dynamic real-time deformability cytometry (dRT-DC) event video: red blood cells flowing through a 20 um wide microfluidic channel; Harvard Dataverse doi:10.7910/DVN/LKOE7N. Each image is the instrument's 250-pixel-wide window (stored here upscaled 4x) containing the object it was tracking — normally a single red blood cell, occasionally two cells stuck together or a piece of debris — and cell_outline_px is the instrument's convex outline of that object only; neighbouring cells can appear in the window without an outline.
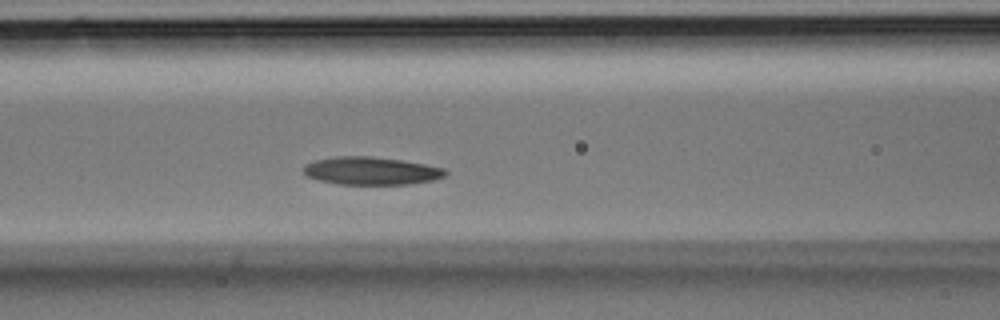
{"species": "Egyptian fruit bat (a non-hibernating species)", "species_latin": "Rousettus aegyptiacus", "temperature_condition": "room temperature", "stored_images_in_passage": 36, "camera_frame_rate_fps": 3000, "um_per_image_px": 0.085, "animal": {"sex": "male"}, "frame": {"image": 1, "passage_image": 13, "time_ms": 4.0, "image_size_px": [1000, 320], "cell_outline_px": [[448, 172], [444, 176], [432, 180], [408, 184], [340, 184], [320, 180], [308, 176], [304, 172], [304, 164], [316, 160], [336, 156], [372, 156], [400, 160], [424, 164], [444, 168]], "centroid_in_image_um": [31.55, 14.51], "position_along_channel_um": 135.1, "area_um2": 22.77}}
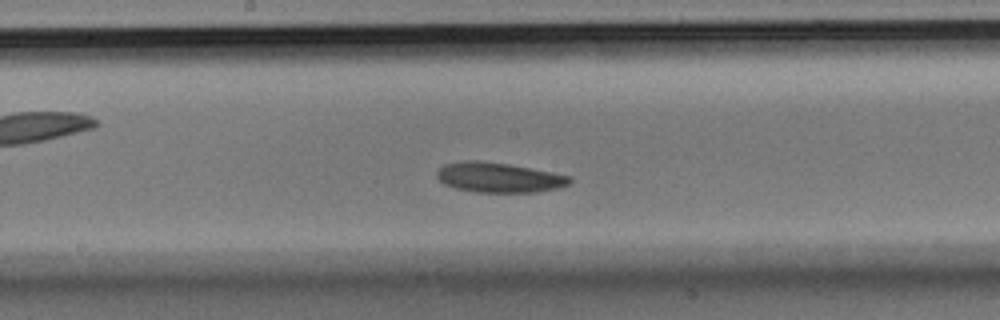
{"frame": {"image": 2, "passage_image": 17, "time_ms": 5.333, "image_size_px": [1000, 320], "cell_outline_px": [[572, 180], [568, 184], [560, 188], [536, 192], [476, 192], [456, 188], [444, 184], [436, 176], [436, 172], [444, 164], [464, 160], [480, 160], [508, 164], [552, 172], [572, 176]], "centroid_in_image_um": [42.41, 15.08], "position_along_channel_um": 205.8, "area_um2": 23.24}}
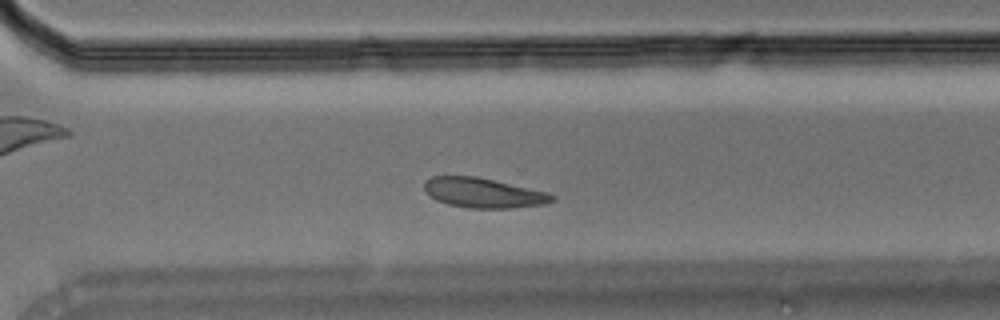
{"frame": {"image": 3, "passage_image": 24, "time_ms": 7.667, "image_size_px": [1000, 320], "cell_outline_px": [[556, 200], [544, 204], [512, 208], [468, 208], [448, 204], [436, 200], [424, 188], [424, 180], [432, 176], [476, 176], [548, 192], [556, 196]], "centroid_in_image_um": [41.11, 16.39], "position_along_channel_um": 329.5, "area_um2": 22.2}}